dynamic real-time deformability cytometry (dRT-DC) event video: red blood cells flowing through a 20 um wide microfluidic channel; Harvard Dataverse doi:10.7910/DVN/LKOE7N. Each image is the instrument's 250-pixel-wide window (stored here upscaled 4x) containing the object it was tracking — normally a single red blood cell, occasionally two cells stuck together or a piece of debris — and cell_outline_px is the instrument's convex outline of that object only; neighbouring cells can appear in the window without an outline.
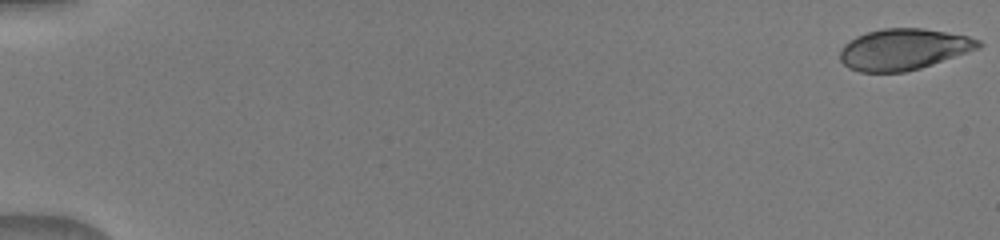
{"species": "human", "species_latin": "Homo sapiens", "temperature_condition": "warm", "stored_images_in_passage": 51, "camera_frame_rate_fps": 3000, "um_per_image_px": 0.085, "donor": {"sex": "male"}, "frame": {"image": 1, "passage_image": 1, "time_ms": 0.0, "image_size_px": [1000, 240], "cell_outline_px": [[984, 44], [980, 48], [920, 68], [904, 72], [860, 72], [848, 68], [840, 60], [840, 48], [844, 44], [856, 36], [868, 32], [884, 28], [924, 28], [968, 36], [980, 40]], "centroid_in_image_um": [76.8, 4.19], "position_along_channel_um": 8.2, "area_um2": 33.23}}
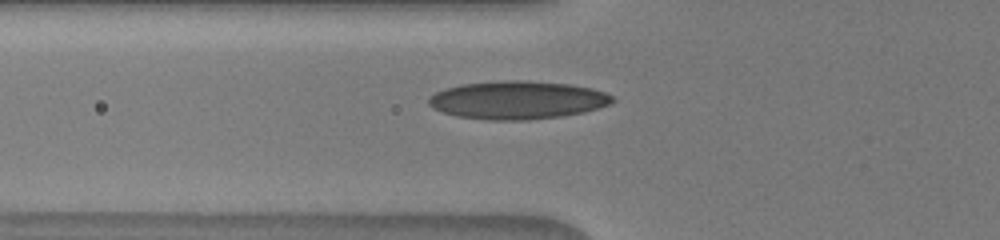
{"frame": {"image": 2, "passage_image": 20, "time_ms": 6.333, "image_size_px": [1000, 240], "cell_outline_px": [[616, 100], [608, 104], [584, 112], [560, 116], [528, 120], [488, 120], [456, 116], [432, 108], [428, 104], [428, 96], [444, 88], [460, 84], [500, 80], [528, 80], [568, 84], [592, 88], [604, 92], [612, 96]], "centroid_in_image_um": [43.94, 8.49], "position_along_channel_um": 81.9, "area_um2": 40.98}}
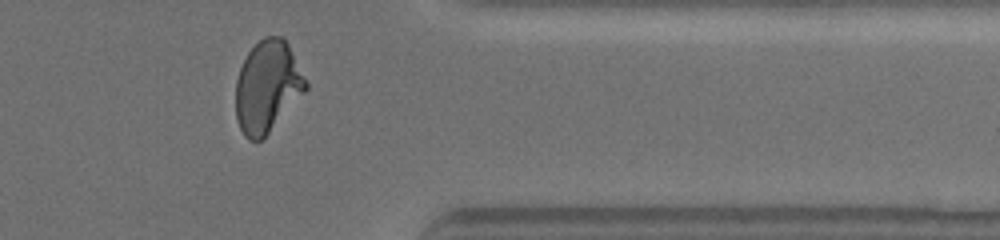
{"frame": {"image": 3, "passage_image": 43, "time_ms": 14.0, "image_size_px": [1000, 240], "cell_outline_px": [[308, 88], [268, 132], [260, 140], [248, 140], [244, 136], [236, 120], [236, 80], [240, 68], [248, 52], [264, 36], [280, 36], [288, 44], [308, 84]], "centroid_in_image_um": [22.71, 7.36], "position_along_channel_um": 388.7, "area_um2": 36.76}}